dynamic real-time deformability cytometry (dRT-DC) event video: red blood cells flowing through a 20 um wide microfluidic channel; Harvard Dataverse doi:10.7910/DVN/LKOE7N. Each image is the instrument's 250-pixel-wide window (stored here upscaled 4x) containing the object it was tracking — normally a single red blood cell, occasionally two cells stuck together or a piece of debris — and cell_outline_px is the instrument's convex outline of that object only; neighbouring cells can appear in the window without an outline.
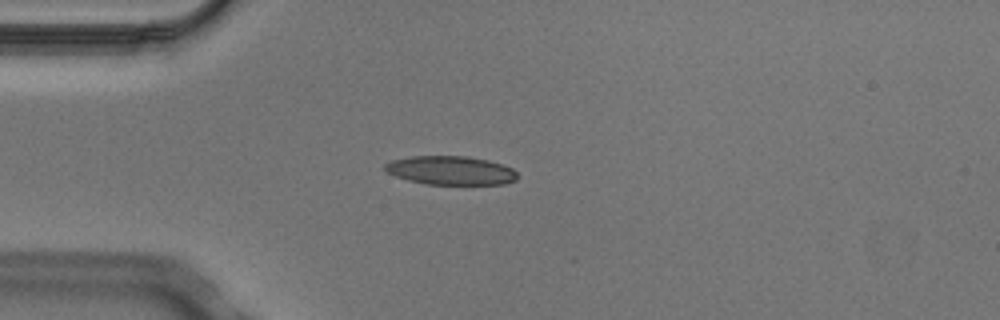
{"species": "Egyptian fruit bat (a non-hibernating species)", "species_latin": "Rousettus aegyptiacus", "temperature_condition": "cold", "stored_images_in_passage": 2, "camera_frame_rate_fps": 3000, "um_per_image_px": 0.085, "animal": {"sex": "male"}, "frame": {"image": 1, "passage_image": 2, "time_ms": 0.333, "image_size_px": [1000, 320], "cell_outline_px": [[516, 180], [504, 184], [428, 184], [408, 180], [396, 176], [388, 172], [384, 168], [384, 164], [392, 160], [412, 156], [468, 156], [488, 160], [512, 168], [516, 172]], "centroid_in_image_um": [38.3, 14.48], "position_along_channel_um": 46.7, "area_um2": 22.02}}